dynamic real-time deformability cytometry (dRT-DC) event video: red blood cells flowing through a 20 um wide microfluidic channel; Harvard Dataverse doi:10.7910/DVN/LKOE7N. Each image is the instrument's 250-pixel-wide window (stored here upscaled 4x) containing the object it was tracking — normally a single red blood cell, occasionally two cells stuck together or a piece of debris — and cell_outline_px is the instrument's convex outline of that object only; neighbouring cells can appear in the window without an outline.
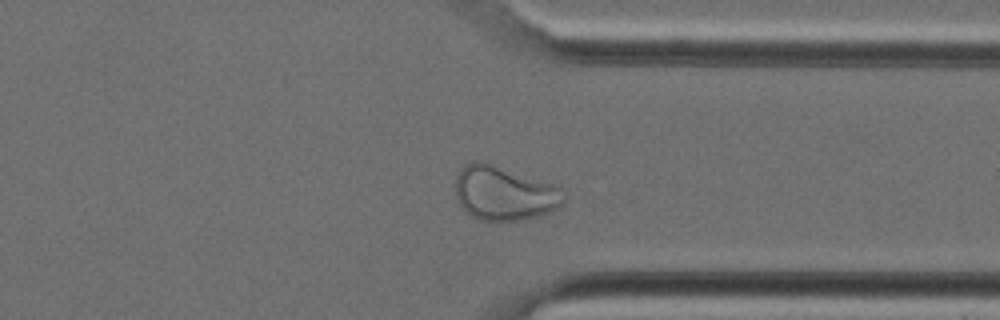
{"species": "Egyptian fruit bat (a non-hibernating species)", "species_latin": "Rousettus aegyptiacus", "temperature_condition": "cold", "stored_images_in_passage": 33, "camera_frame_rate_fps": 3000, "um_per_image_px": 0.085, "animal": {"sex": "female"}, "frame": {"image": 1, "passage_image": 24, "time_ms": 7.667, "image_size_px": [1000, 320], "cell_outline_px": [[564, 200], [556, 208], [548, 212], [536, 216], [520, 220], [484, 220], [472, 216], [460, 204], [456, 196], [456, 176], [460, 168], [464, 164], [472, 160], [476, 160], [548, 184], [564, 192]], "centroid_in_image_um": [42.77, 16.44], "position_along_channel_um": 368.6, "area_um2": 32.83}}